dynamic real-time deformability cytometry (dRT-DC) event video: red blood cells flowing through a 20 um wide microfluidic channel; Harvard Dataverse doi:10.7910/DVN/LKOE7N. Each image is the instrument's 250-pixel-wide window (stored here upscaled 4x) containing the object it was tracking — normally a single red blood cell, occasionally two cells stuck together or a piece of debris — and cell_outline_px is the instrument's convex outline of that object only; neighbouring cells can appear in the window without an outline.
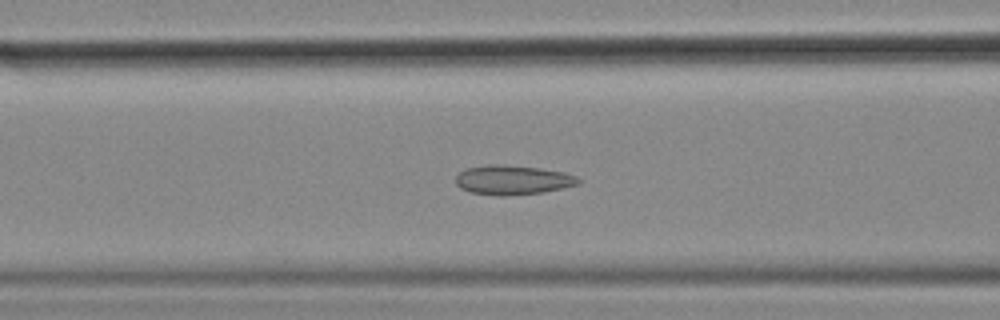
{"species": "common noctule bat (a hibernating species)", "species_latin": "Nyctalus noctula", "temperature_condition": "cold", "stored_images_in_passage": 56, "camera_frame_rate_fps": 3000, "um_per_image_px": 0.085, "animal": {"sex": "female", "body_mass_g": 18.4}, "frame": {"image": 1, "passage_image": 22, "time_ms": 7.0, "image_size_px": [1000, 320], "cell_outline_px": [[580, 184], [544, 192], [504, 196], [472, 192], [460, 188], [456, 184], [456, 176], [464, 168], [488, 164], [504, 164], [540, 168], [564, 172], [576, 176], [580, 180]], "centroid_in_image_um": [43.58, 15.28], "position_along_channel_um": 123.0, "area_um2": 21.1}}
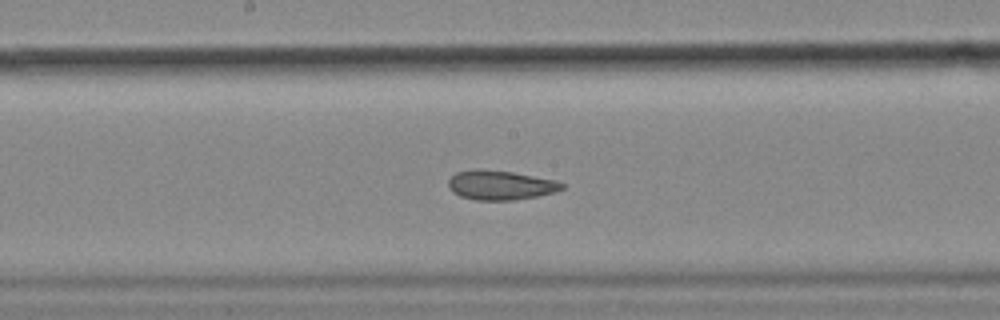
{"frame": {"image": 2, "passage_image": 29, "time_ms": 9.333, "image_size_px": [1000, 320], "cell_outline_px": [[564, 188], [556, 192], [536, 196], [512, 200], [476, 200], [460, 196], [452, 192], [448, 188], [448, 180], [456, 172], [472, 168], [480, 168], [512, 172], [556, 180], [564, 184]], "centroid_in_image_um": [42.5, 15.72], "position_along_channel_um": 205.7, "area_um2": 19.65}}
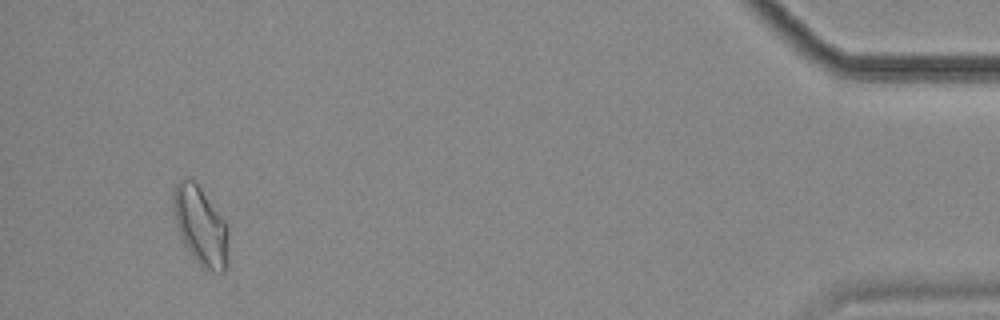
{"frame": {"image": 3, "passage_image": 53, "time_ms": 17.333, "image_size_px": [1000, 320], "cell_outline_px": [[228, 264], [224, 272], [220, 272], [204, 268], [192, 256], [184, 244], [180, 236], [176, 224], [172, 208], [172, 188], [180, 180], [188, 176], [192, 176], [228, 224]], "centroid_in_image_um": [17.04, 19.14], "position_along_channel_um": 418.2, "area_um2": 25.78}, "authors_computed_cell_mechanics": {"area_um2": 21.5594, "velocity_mm_per_s": 3.5528, "shape_relaxation_time_tau1_ms": null, "shape_relaxation_time_tau2_ms": 1.993, "deformation_change_tau1": null, "deformation_change_tau2": 0.0843}}